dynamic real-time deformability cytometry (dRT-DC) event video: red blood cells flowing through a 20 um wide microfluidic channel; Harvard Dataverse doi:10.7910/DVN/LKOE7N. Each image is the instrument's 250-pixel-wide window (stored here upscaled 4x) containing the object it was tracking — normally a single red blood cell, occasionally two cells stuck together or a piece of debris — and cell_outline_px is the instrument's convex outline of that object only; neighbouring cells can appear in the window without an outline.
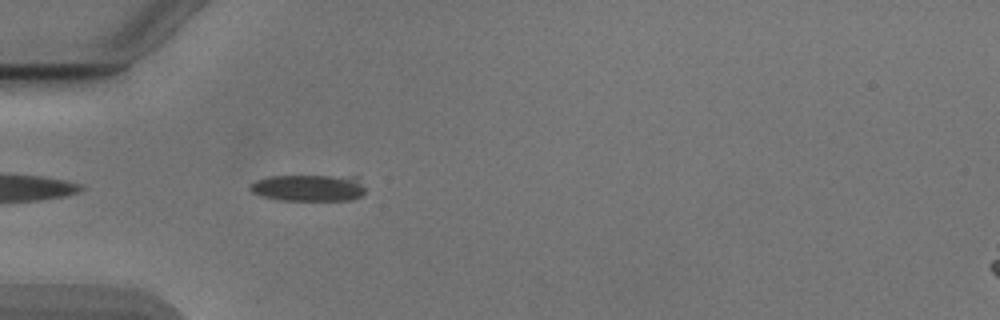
{"species": "Egyptian fruit bat (a non-hibernating species)", "species_latin": "Rousettus aegyptiacus", "temperature_condition": "cold", "stored_images_in_passage": 39, "camera_frame_rate_fps": 3000, "um_per_image_px": 0.085, "animal": {"sex": "male"}, "frame": {"image": 1, "passage_image": 3, "time_ms": 0.667, "image_size_px": [1000, 320], "cell_outline_px": [[364, 192], [360, 196], [352, 200], [280, 200], [260, 196], [252, 192], [248, 188], [248, 184], [256, 180], [272, 176], [328, 176], [348, 180], [360, 184], [364, 188]], "centroid_in_image_um": [26.04, 16.0], "position_along_channel_um": 59.0, "area_um2": 17.22}}
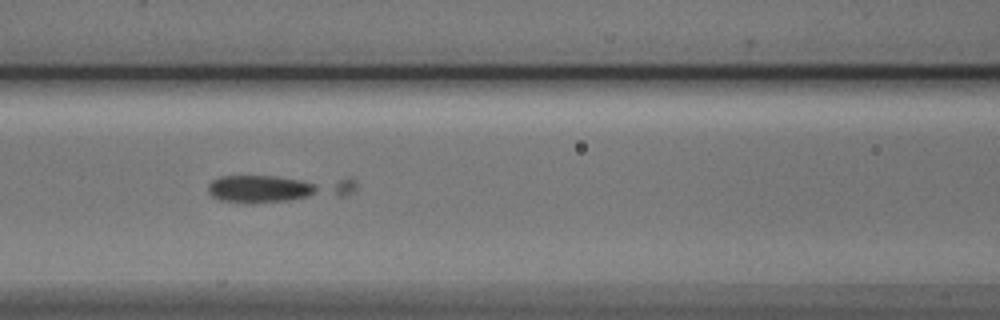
{"frame": {"image": 2, "passage_image": 10, "time_ms": 3.0, "image_size_px": [1000, 320], "cell_outline_px": [[356, 188], [352, 192], [292, 200], [256, 204], [244, 204], [220, 200], [212, 196], [208, 192], [208, 184], [212, 180], [220, 176], [276, 176], [356, 180]], "centroid_in_image_um": [23.4, 16.02], "position_along_channel_um": 143.2, "area_um2": 23.12}}
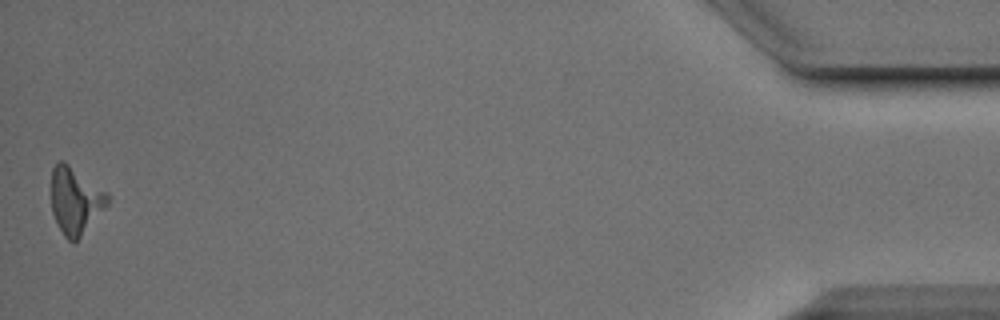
{"frame": {"image": 3, "passage_image": 39, "time_ms": 12.667, "image_size_px": [1000, 320], "cell_outline_px": [[108, 204], [80, 236], [72, 244], [64, 236], [52, 212], [52, 168], [60, 160], [64, 160], [108, 192]], "centroid_in_image_um": [6.4, 17.01], "position_along_channel_um": 428.8, "area_um2": 21.62}, "authors_computed_cell_mechanics": {"area_um2": 16.184, "velocity_mm_per_s": 3.8601, "shape_relaxation_time_tau1_ms": 1.8857, "shape_relaxation_time_tau2_ms": null, "deformation_change_tau1": 0.3887, "deformation_change_tau2": null}}